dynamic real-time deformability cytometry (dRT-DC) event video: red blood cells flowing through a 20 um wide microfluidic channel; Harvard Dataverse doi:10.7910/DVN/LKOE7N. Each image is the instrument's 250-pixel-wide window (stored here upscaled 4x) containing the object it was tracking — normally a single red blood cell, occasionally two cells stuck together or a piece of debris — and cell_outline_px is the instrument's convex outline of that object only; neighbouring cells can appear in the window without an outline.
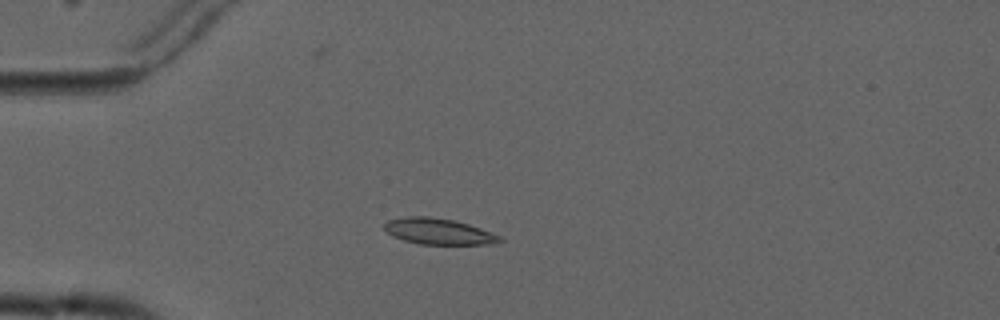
{"species": "common noctule bat (a hibernating species)", "species_latin": "Nyctalus noctula", "temperature_condition": "cold", "stored_images_in_passage": 5, "camera_frame_rate_fps": 3000, "um_per_image_px": 0.085, "animal": {"sex": "male", "forearm_length_mm": 52.5}, "frame": {"image": 1, "passage_image": 3, "time_ms": 2.333, "image_size_px": [1000, 320], "cell_outline_px": [[504, 240], [500, 244], [420, 244], [404, 240], [392, 236], [384, 228], [384, 224], [388, 220], [408, 216], [428, 216], [456, 220], [480, 228], [500, 236]], "centroid_in_image_um": [37.3, 19.67], "position_along_channel_um": 47.7, "area_um2": 17.57}}
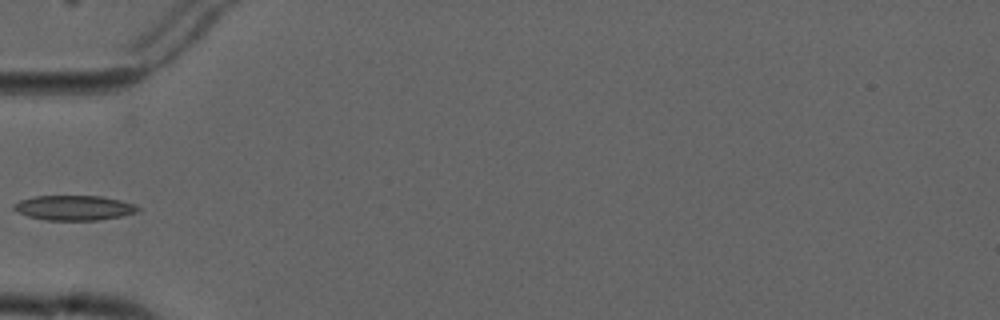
{"frame": {"image": 2, "passage_image": 4, "time_ms": 3.667, "image_size_px": [1000, 320], "cell_outline_px": [[140, 212], [120, 216], [96, 220], [44, 220], [28, 216], [16, 212], [12, 208], [12, 204], [20, 200], [32, 196], [100, 196], [120, 200], [136, 204], [140, 208]], "centroid_in_image_um": [6.28, 17.66], "position_along_channel_um": 78.7, "area_um2": 18.15}}
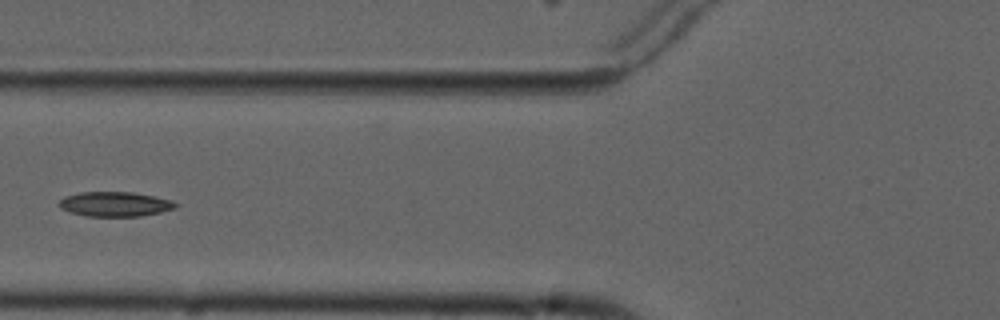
{"frame": {"image": 3, "passage_image": 5, "time_ms": 4.667, "image_size_px": [1000, 320], "cell_outline_px": [[180, 204], [176, 208], [160, 212], [140, 216], [84, 216], [68, 212], [60, 208], [56, 204], [64, 196], [80, 192], [132, 192], [156, 196], [172, 200]], "centroid_in_image_um": [9.76, 17.35], "position_along_channel_um": 116.0, "area_um2": 17.05}}